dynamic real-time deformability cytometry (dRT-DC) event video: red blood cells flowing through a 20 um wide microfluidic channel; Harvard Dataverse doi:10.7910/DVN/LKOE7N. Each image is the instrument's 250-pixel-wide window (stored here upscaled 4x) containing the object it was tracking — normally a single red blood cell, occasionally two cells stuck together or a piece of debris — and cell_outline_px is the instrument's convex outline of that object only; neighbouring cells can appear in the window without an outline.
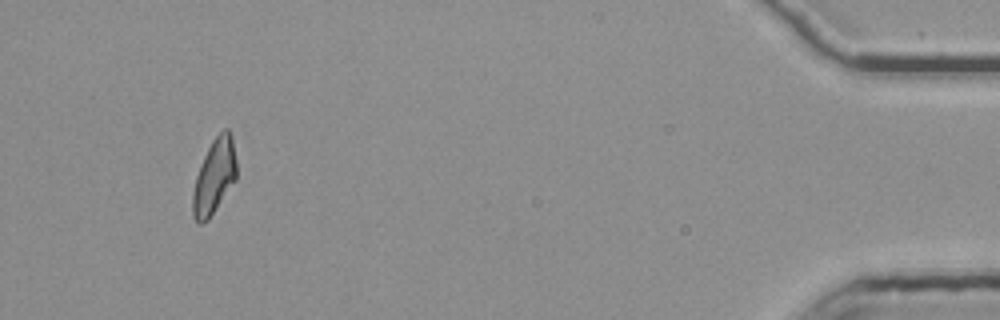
{"species": "common noctule bat (a hibernating species)", "species_latin": "Nyctalus noctula", "temperature_condition": "room temperature", "stored_images_in_passage": 38, "camera_frame_rate_fps": 3000, "um_per_image_px": 0.085, "animal": {"sex": "female", "body_mass_g": 25.1}, "frame": {"image": 1, "passage_image": 35, "time_ms": 11.333, "image_size_px": [1000, 320], "cell_outline_px": [[236, 180], [208, 220], [200, 224], [192, 216], [192, 192], [196, 176], [204, 156], [212, 140], [224, 128], [228, 128], [232, 136], [236, 160]], "centroid_in_image_um": [18.21, 15.01], "position_along_channel_um": 417.0, "area_um2": 19.13}}